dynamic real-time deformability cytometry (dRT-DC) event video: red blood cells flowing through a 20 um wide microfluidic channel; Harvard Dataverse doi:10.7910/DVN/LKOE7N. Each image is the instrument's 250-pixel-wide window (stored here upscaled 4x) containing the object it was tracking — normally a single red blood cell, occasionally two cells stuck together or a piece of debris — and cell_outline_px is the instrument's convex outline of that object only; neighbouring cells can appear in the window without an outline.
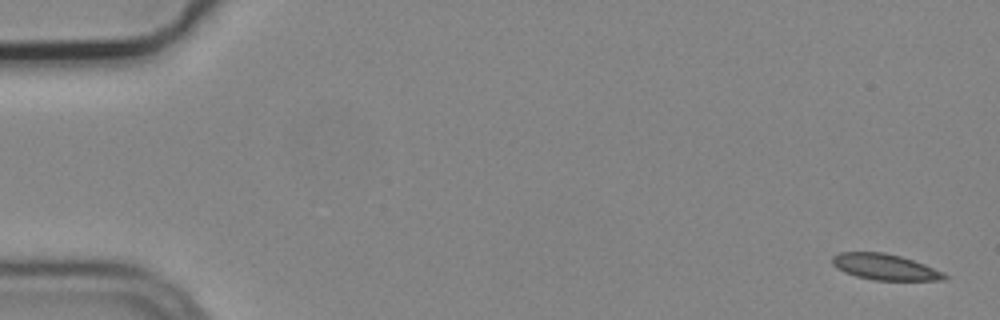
{"species": "common noctule bat (a hibernating species)", "species_latin": "Nyctalus noctula", "temperature_condition": "cold", "stored_images_in_passage": 9, "camera_frame_rate_fps": 3000, "um_per_image_px": 0.085, "animal": {"sex": "male", "body_mass_g": 19.2, "forearm_length_mm": 51.8}, "frame": {"image": 1, "passage_image": 1, "time_ms": 0.0, "image_size_px": [1000, 320], "cell_outline_px": [[948, 276], [944, 280], [876, 280], [856, 276], [844, 272], [836, 268], [832, 264], [832, 256], [840, 252], [884, 252], [900, 256], [924, 264], [944, 272]], "centroid_in_image_um": [75.2, 22.69], "position_along_channel_um": 9.8, "area_um2": 16.94}}
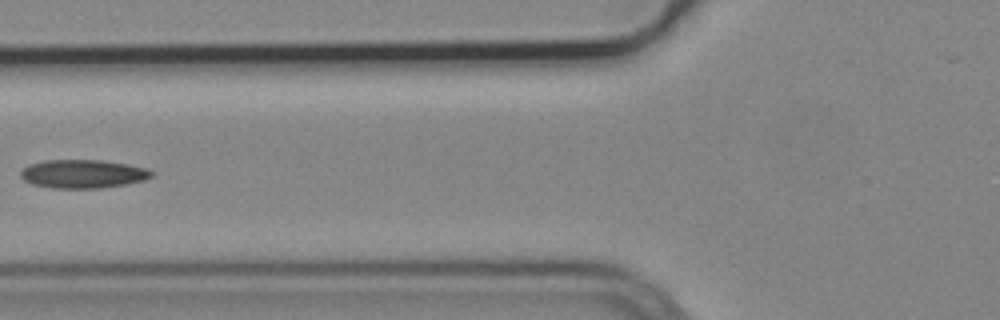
{"frame": {"image": 2, "passage_image": 7, "time_ms": 2.0, "image_size_px": [1000, 320], "cell_outline_px": [[152, 176], [144, 180], [124, 184], [100, 188], [52, 188], [32, 184], [24, 180], [20, 176], [20, 172], [28, 164], [44, 160], [100, 160], [128, 164], [144, 168], [152, 172]], "centroid_in_image_um": [7.0, 14.78], "position_along_channel_um": 118.8, "area_um2": 21.62}}
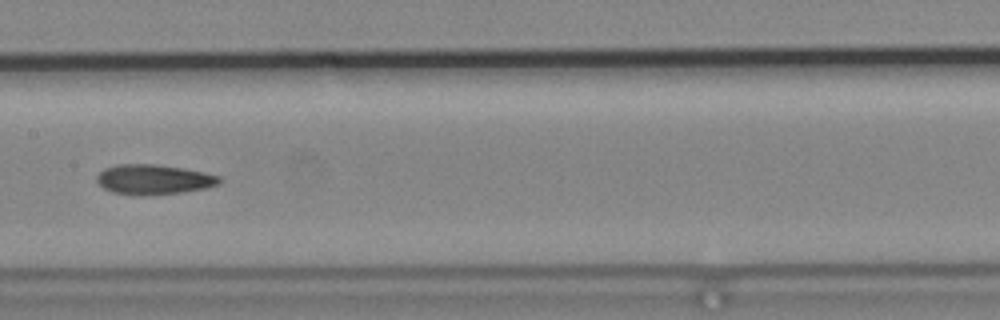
{"frame": {"image": 3, "passage_image": 9, "time_ms": 2.667, "image_size_px": [1000, 320], "cell_outline_px": [[220, 184], [204, 188], [180, 192], [112, 192], [104, 188], [96, 180], [96, 176], [104, 168], [116, 164], [156, 164], [184, 168], [204, 172], [220, 176]], "centroid_in_image_um": [13.08, 15.19], "position_along_channel_um": 194.3, "area_um2": 20.4}}